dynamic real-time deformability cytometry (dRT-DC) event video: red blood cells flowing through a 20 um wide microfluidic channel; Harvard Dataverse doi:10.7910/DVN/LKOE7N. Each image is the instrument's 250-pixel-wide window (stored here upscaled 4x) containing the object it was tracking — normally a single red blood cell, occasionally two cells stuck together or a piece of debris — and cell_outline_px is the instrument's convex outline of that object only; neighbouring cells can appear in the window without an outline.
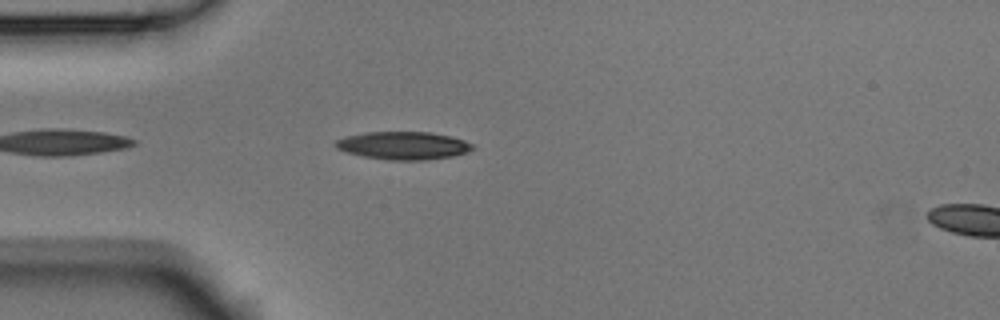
{"species": "Egyptian fruit bat (a non-hibernating species)", "species_latin": "Rousettus aegyptiacus", "temperature_condition": "room temperature", "stored_images_in_passage": 3, "camera_frame_rate_fps": 3000, "um_per_image_px": 0.085, "animal": {"sex": "male"}, "frame": {"image": 1, "passage_image": 3, "time_ms": 0.667, "image_size_px": [1000, 320], "cell_outline_px": [[476, 148], [468, 152], [452, 156], [428, 160], [388, 160], [364, 156], [348, 152], [336, 148], [332, 144], [336, 140], [344, 136], [364, 132], [432, 132], [464, 140], [472, 144]], "centroid_in_image_um": [34.27, 12.37], "position_along_channel_um": 50.7, "area_um2": 22.37}}